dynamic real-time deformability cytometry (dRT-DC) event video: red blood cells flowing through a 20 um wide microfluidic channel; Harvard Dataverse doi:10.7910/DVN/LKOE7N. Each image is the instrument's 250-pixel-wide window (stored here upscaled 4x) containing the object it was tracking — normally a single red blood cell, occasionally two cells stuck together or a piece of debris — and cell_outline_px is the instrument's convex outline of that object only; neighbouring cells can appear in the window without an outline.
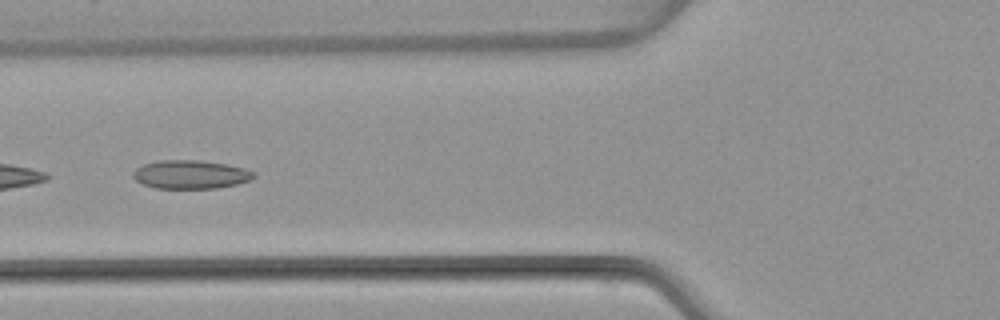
{"species": "common noctule bat (a hibernating species)", "species_latin": "Nyctalus noctula", "temperature_condition": "warm", "stored_images_in_passage": 6, "camera_frame_rate_fps": 3000, "um_per_image_px": 0.085, "animal": {"sex": "female", "body_mass_g": 22.7, "forearm_length_mm": 54.2}, "frame": {"image": 1, "passage_image": 6, "time_ms": 6.333, "image_size_px": [1000, 320], "cell_outline_px": [[256, 176], [248, 180], [236, 184], [216, 188], [156, 188], [144, 184], [136, 180], [132, 176], [132, 172], [136, 168], [144, 164], [156, 160], [200, 160], [228, 164], [244, 168], [256, 172]], "centroid_in_image_um": [16.2, 14.82], "position_along_channel_um": 109.6, "area_um2": 20.11}}